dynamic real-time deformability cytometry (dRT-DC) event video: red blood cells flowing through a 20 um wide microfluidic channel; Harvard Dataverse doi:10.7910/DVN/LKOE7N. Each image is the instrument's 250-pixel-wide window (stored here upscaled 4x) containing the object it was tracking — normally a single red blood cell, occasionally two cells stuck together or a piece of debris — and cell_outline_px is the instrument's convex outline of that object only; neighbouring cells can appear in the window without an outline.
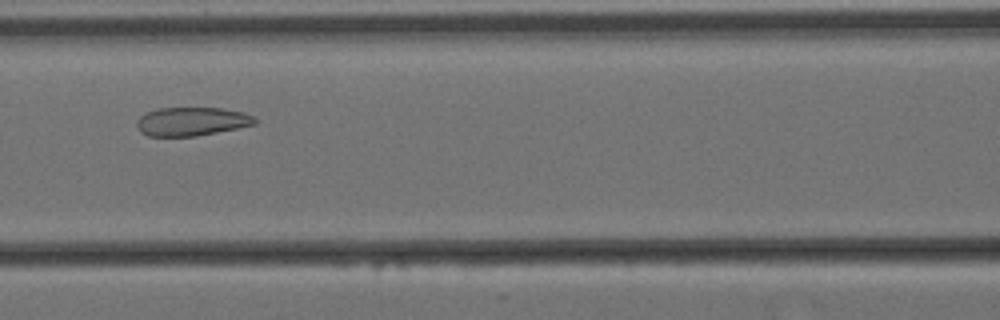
{"species": "Egyptian fruit bat (a non-hibernating species)", "species_latin": "Rousettus aegyptiacus", "temperature_condition": "cold", "stored_images_in_passage": 51, "camera_frame_rate_fps": 3000, "um_per_image_px": 0.085, "animal": {"sex": "female"}, "frame": {"image": 1, "passage_image": 18, "time_ms": 5.667, "image_size_px": [1000, 320], "cell_outline_px": [[256, 124], [196, 136], [148, 136], [140, 132], [136, 124], [136, 120], [140, 116], [148, 112], [160, 108], [224, 108], [244, 112], [256, 116]], "centroid_in_image_um": [16.31, 10.32], "position_along_channel_um": 150.3, "area_um2": 19.71}}
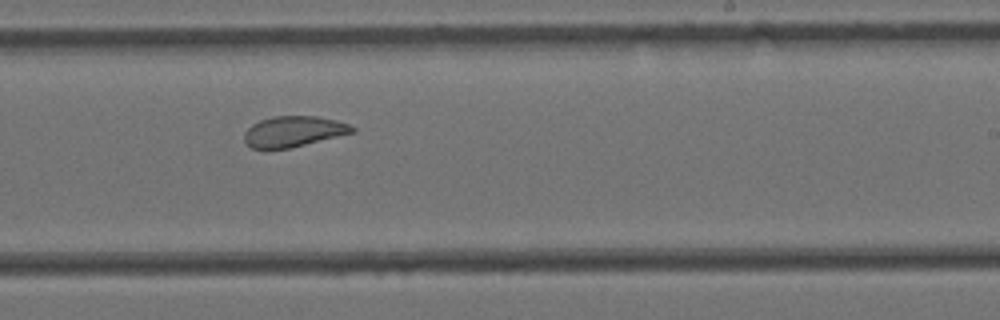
{"frame": {"image": 2, "passage_image": 28, "time_ms": 9.0, "image_size_px": [1000, 320], "cell_outline_px": [[356, 132], [288, 148], [252, 148], [244, 140], [244, 132], [252, 124], [260, 120], [272, 116], [316, 116], [336, 120], [348, 124], [356, 128]], "centroid_in_image_um": [24.96, 11.16], "position_along_channel_um": 264.0, "area_um2": 19.13}}
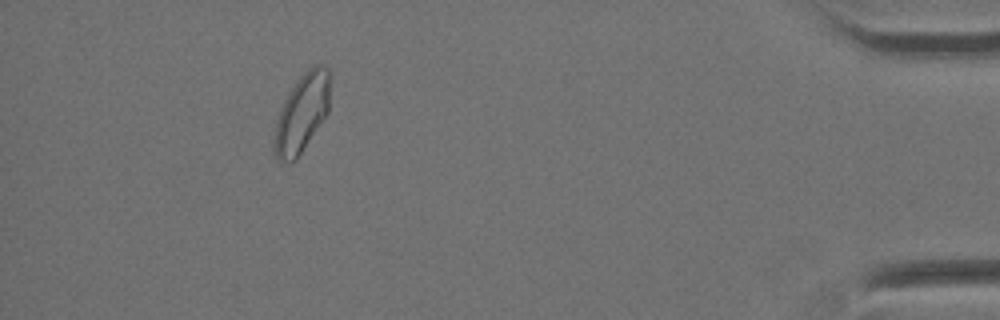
{"frame": {"image": 3, "passage_image": 46, "time_ms": 15.0, "image_size_px": [1000, 320], "cell_outline_px": [[328, 112], [296, 160], [276, 160], [272, 152], [272, 140], [276, 120], [280, 108], [288, 92], [300, 76], [312, 64], [320, 64], [328, 68]], "centroid_in_image_um": [25.6, 9.63], "position_along_channel_um": 409.6, "area_um2": 25.37}, "authors_computed_cell_mechanics": {"area_um2": 22.0218, "velocity_mm_per_s": 3.4375, "shape_relaxation_time_tau1_ms": null, "shape_relaxation_time_tau2_ms": 1.3477, "deformation_change_tau1": null, "deformation_change_tau2": 0.0799}}